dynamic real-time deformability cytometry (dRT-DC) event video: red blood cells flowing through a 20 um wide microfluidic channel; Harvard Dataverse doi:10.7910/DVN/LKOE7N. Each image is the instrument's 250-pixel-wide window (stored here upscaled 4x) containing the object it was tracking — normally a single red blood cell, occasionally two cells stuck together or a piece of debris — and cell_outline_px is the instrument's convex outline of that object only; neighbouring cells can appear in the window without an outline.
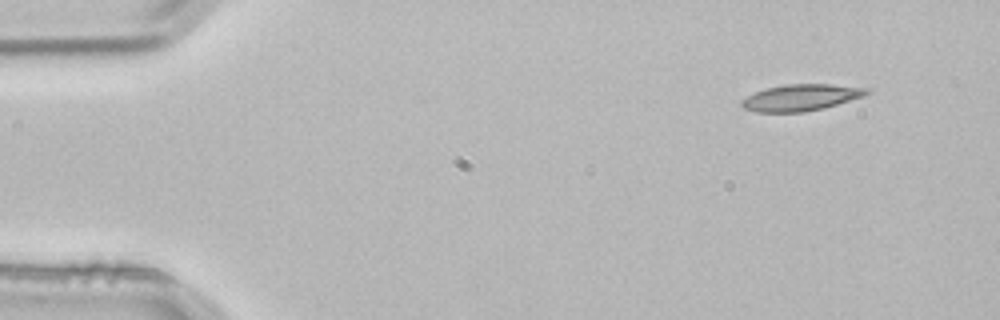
{"species": "common noctule bat (a hibernating species)", "species_latin": "Nyctalus noctula", "temperature_condition": "room temperature", "stored_images_in_passage": 2, "camera_frame_rate_fps": 3000, "um_per_image_px": 0.085, "animal": {"sex": "male", "body_mass_g": 21.5, "forearm_length_mm": 52.0}, "frame": {"image": 1, "passage_image": 1, "time_ms": 0.0, "image_size_px": [1000, 320], "cell_outline_px": [[872, 92], [864, 96], [824, 108], [804, 112], [756, 112], [744, 108], [740, 104], [740, 100], [764, 88], [784, 84], [832, 84], [868, 88]], "centroid_in_image_um": [68.08, 8.28], "position_along_channel_um": 16.9, "area_um2": 19.42}}